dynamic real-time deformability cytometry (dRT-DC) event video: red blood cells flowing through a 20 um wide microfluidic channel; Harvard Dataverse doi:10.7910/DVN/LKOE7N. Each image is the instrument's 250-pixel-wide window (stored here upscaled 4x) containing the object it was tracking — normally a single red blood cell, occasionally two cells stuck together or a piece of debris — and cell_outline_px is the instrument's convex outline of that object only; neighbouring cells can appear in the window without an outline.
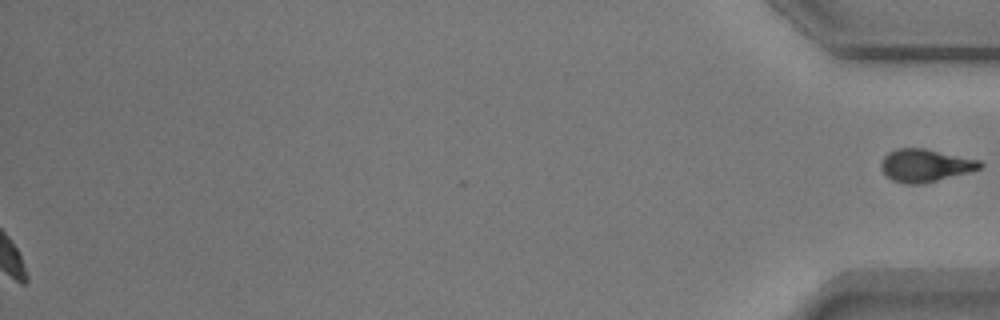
{"species": "common noctule bat (a hibernating species)", "species_latin": "Nyctalus noctula", "temperature_condition": "warm", "stored_images_in_passage": 49, "segment_of_instrument_passage": [2, 2], "camera_frame_rate_fps": 3000, "um_per_image_px": 0.085, "animal": {"sex": "male", "body_mass_g": 17.9}, "frame": {"image": 1, "passage_image": 49, "time_ms": 16.0, "image_size_px": [1000, 320], "cell_outline_px": [[984, 164], [980, 168], [968, 172], [920, 184], [904, 184], [892, 180], [880, 168], [880, 160], [888, 152], [896, 148], [924, 148], [980, 160]], "centroid_in_image_um": [78.6, 14.05], "position_along_channel_um": 356.6, "area_um2": 18.79}}